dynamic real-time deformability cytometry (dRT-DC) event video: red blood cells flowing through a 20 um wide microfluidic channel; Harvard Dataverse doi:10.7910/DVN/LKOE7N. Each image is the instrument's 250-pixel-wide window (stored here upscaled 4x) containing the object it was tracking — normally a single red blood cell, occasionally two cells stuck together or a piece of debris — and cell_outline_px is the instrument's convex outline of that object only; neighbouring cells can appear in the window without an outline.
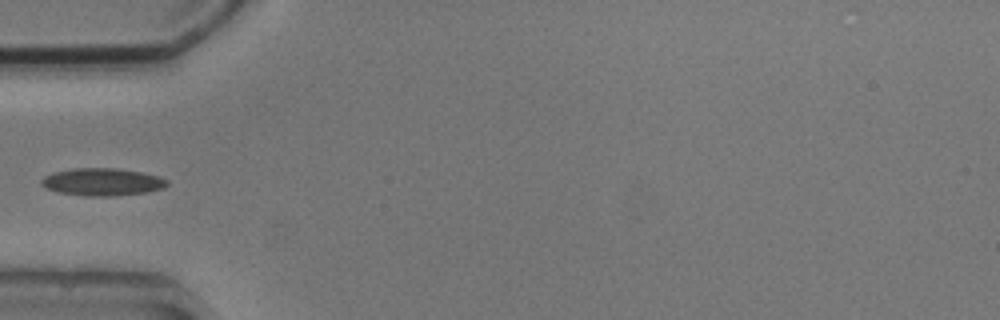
{"species": "common noctule bat (a hibernating species)", "species_latin": "Nyctalus noctula", "temperature_condition": "cold", "stored_images_in_passage": 4, "camera_frame_rate_fps": 3000, "um_per_image_px": 0.085, "animal": {"sex": "male", "body_mass_g": 20.5, "forearm_length_mm": 52.5}, "frame": {"image": 1, "passage_image": 4, "time_ms": 4.333, "image_size_px": [1000, 320], "cell_outline_px": [[168, 184], [164, 188], [144, 192], [112, 196], [84, 196], [56, 192], [44, 188], [40, 184], [40, 180], [44, 176], [52, 172], [72, 168], [116, 168], [140, 172], [160, 176], [168, 180]], "centroid_in_image_um": [8.64, 15.46], "position_along_channel_um": 76.4, "area_um2": 20.35}}